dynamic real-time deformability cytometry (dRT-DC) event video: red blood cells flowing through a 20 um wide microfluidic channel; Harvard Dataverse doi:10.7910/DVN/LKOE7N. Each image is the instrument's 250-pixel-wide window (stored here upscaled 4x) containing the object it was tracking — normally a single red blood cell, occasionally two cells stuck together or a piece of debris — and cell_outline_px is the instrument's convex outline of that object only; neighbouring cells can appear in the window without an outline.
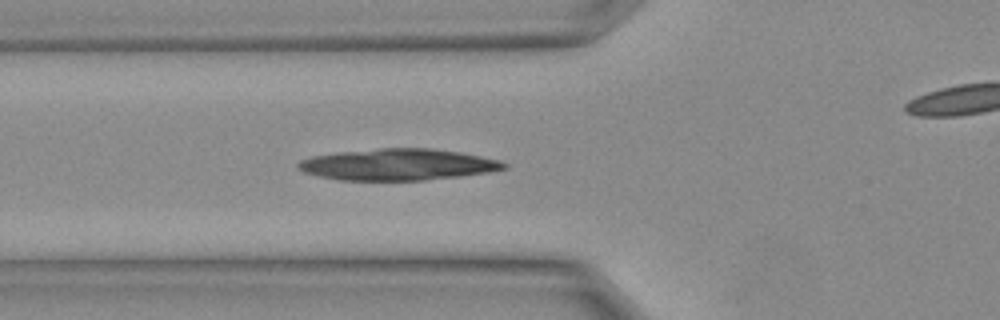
{"species": "Egyptian fruit bat (a non-hibernating species)", "species_latin": "Rousettus aegyptiacus", "temperature_condition": "warm", "stored_images_in_passage": 9, "camera_frame_rate_fps": 3000, "um_per_image_px": 0.085, "animal": {"sex": "female"}, "frame": {"image": 1, "passage_image": 2, "time_ms": 0.333, "image_size_px": [1000, 320], "cell_outline_px": [[508, 168], [488, 172], [460, 176], [424, 180], [340, 180], [320, 176], [304, 172], [296, 168], [296, 164], [300, 160], [312, 156], [340, 152], [380, 148], [428, 148], [456, 152], [500, 160], [508, 164]], "centroid_in_image_um": [33.8, 13.99], "position_along_channel_um": 92.0, "area_um2": 37.45}}
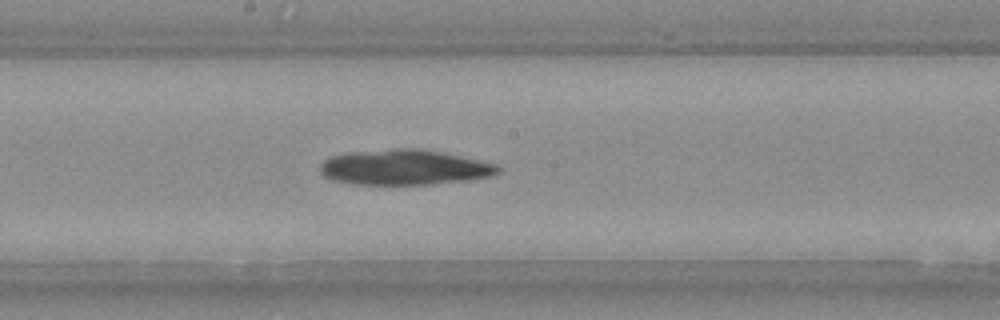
{"frame": {"image": 2, "passage_image": 7, "time_ms": 2.0, "image_size_px": [1000, 320], "cell_outline_px": [[500, 172], [492, 176], [468, 180], [428, 184], [352, 184], [332, 180], [324, 176], [320, 172], [320, 164], [324, 160], [332, 156], [352, 152], [396, 148], [420, 148], [440, 152], [496, 164], [500, 168]], "centroid_in_image_um": [34.35, 14.22], "position_along_channel_um": 213.9, "area_um2": 36.36}}
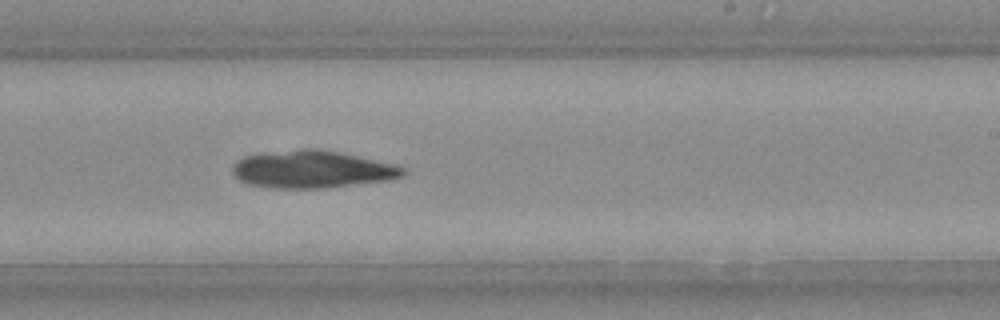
{"frame": {"image": 3, "passage_image": 9, "time_ms": 2.667, "image_size_px": [1000, 320], "cell_outline_px": [[408, 172], [404, 176], [384, 180], [324, 188], [272, 188], [248, 184], [240, 180], [232, 172], [232, 168], [244, 156], [308, 148], [312, 148], [340, 152], [396, 164], [404, 168]], "centroid_in_image_um": [26.58, 14.4], "position_along_channel_um": 262.4, "area_um2": 36.7}}